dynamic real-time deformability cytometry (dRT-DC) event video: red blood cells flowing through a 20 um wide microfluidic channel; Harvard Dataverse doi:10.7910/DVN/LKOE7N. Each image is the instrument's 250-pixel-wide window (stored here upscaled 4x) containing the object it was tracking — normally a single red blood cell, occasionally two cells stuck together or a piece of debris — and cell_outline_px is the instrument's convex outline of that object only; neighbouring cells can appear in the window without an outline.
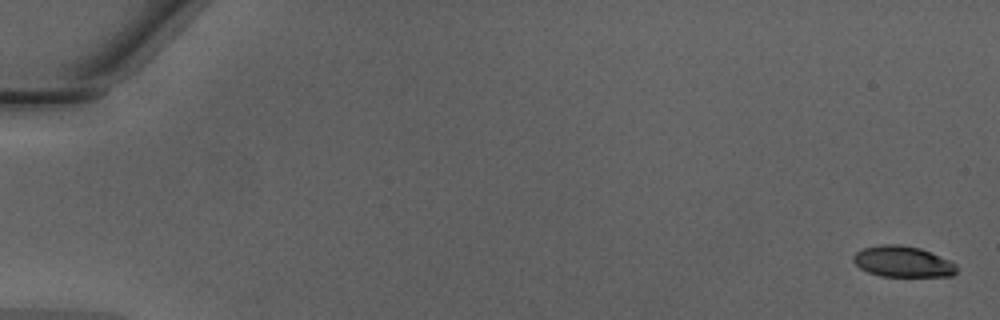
{"species": "Egyptian fruit bat (a non-hibernating species)", "species_latin": "Rousettus aegyptiacus", "temperature_condition": "warm", "stored_images_in_passage": 49, "camera_frame_rate_fps": 3000, "um_per_image_px": 0.085, "animal": {"sex": "male"}, "frame": {"image": 1, "passage_image": 1, "time_ms": 0.0, "image_size_px": [1000, 320], "cell_outline_px": [[956, 272], [952, 276], [880, 276], [868, 272], [860, 268], [852, 260], [852, 256], [856, 252], [864, 248], [880, 244], [900, 244], [920, 248], [948, 260], [956, 264]], "centroid_in_image_um": [76.7, 22.23], "position_along_channel_um": 8.3, "area_um2": 18.55}}
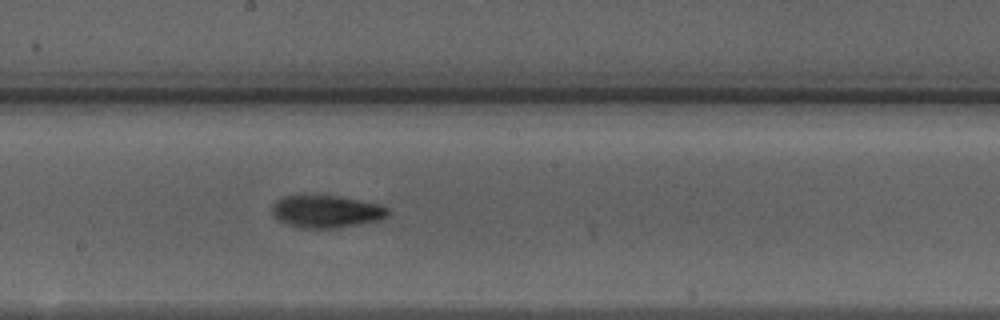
{"frame": {"image": 2, "passage_image": 28, "time_ms": 9.0, "image_size_px": [1000, 320], "cell_outline_px": [[388, 216], [376, 220], [336, 228], [300, 228], [288, 224], [280, 220], [272, 212], [272, 204], [276, 200], [284, 196], [336, 196], [380, 204], [388, 208]], "centroid_in_image_um": [27.72, 17.97], "position_along_channel_um": 220.5, "area_um2": 21.44}}
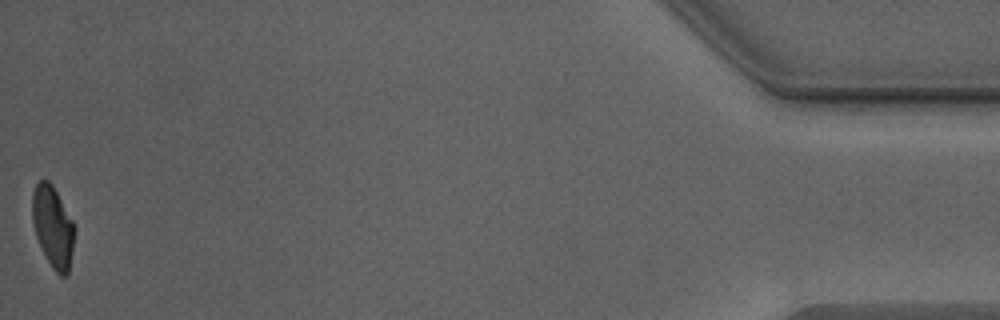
{"frame": {"image": 3, "passage_image": 49, "time_ms": 16.0, "image_size_px": [1000, 320], "cell_outline_px": [[76, 228], [68, 272], [64, 276], [60, 276], [52, 268], [36, 236], [32, 220], [32, 192], [36, 184], [40, 180], [48, 180], [52, 184], [72, 220]], "centroid_in_image_um": [4.49, 19.25], "position_along_channel_um": 430.7, "area_um2": 19.77}, "authors_computed_cell_mechanics": {"area_um2": 20.9814, "velocity_mm_per_s": 4.2985, "shape_relaxation_time_tau1_ms": 4.6591, "shape_relaxation_time_tau2_ms": 1.2442, "deformation_change_tau1": 0.1739, "deformation_change_tau2": 0.0755}}